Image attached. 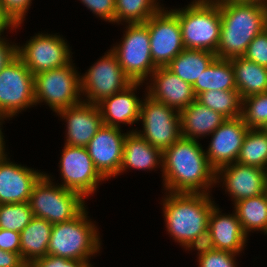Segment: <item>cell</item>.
Masks as SVG:
<instances>
[{
	"label": "cell",
	"instance_id": "obj_19",
	"mask_svg": "<svg viewBox=\"0 0 267 267\" xmlns=\"http://www.w3.org/2000/svg\"><path fill=\"white\" fill-rule=\"evenodd\" d=\"M43 172L10 161L0 160V204L28 202L33 186Z\"/></svg>",
	"mask_w": 267,
	"mask_h": 267
},
{
	"label": "cell",
	"instance_id": "obj_32",
	"mask_svg": "<svg viewBox=\"0 0 267 267\" xmlns=\"http://www.w3.org/2000/svg\"><path fill=\"white\" fill-rule=\"evenodd\" d=\"M159 0H115V22L144 23L162 7Z\"/></svg>",
	"mask_w": 267,
	"mask_h": 267
},
{
	"label": "cell",
	"instance_id": "obj_46",
	"mask_svg": "<svg viewBox=\"0 0 267 267\" xmlns=\"http://www.w3.org/2000/svg\"><path fill=\"white\" fill-rule=\"evenodd\" d=\"M81 267H94V266L89 261V262H85Z\"/></svg>",
	"mask_w": 267,
	"mask_h": 267
},
{
	"label": "cell",
	"instance_id": "obj_45",
	"mask_svg": "<svg viewBox=\"0 0 267 267\" xmlns=\"http://www.w3.org/2000/svg\"><path fill=\"white\" fill-rule=\"evenodd\" d=\"M217 3H241V2H258L267 3V0H215Z\"/></svg>",
	"mask_w": 267,
	"mask_h": 267
},
{
	"label": "cell",
	"instance_id": "obj_24",
	"mask_svg": "<svg viewBox=\"0 0 267 267\" xmlns=\"http://www.w3.org/2000/svg\"><path fill=\"white\" fill-rule=\"evenodd\" d=\"M225 120L220 113L195 100L180 111L181 137L197 140L210 136Z\"/></svg>",
	"mask_w": 267,
	"mask_h": 267
},
{
	"label": "cell",
	"instance_id": "obj_7",
	"mask_svg": "<svg viewBox=\"0 0 267 267\" xmlns=\"http://www.w3.org/2000/svg\"><path fill=\"white\" fill-rule=\"evenodd\" d=\"M35 103L44 102L55 113L83 102L81 76L71 61L68 65L34 75Z\"/></svg>",
	"mask_w": 267,
	"mask_h": 267
},
{
	"label": "cell",
	"instance_id": "obj_6",
	"mask_svg": "<svg viewBox=\"0 0 267 267\" xmlns=\"http://www.w3.org/2000/svg\"><path fill=\"white\" fill-rule=\"evenodd\" d=\"M50 177L44 173L33 186L28 201L33 216L43 218L52 225L74 219L86 208L85 198L53 183Z\"/></svg>",
	"mask_w": 267,
	"mask_h": 267
},
{
	"label": "cell",
	"instance_id": "obj_27",
	"mask_svg": "<svg viewBox=\"0 0 267 267\" xmlns=\"http://www.w3.org/2000/svg\"><path fill=\"white\" fill-rule=\"evenodd\" d=\"M216 58L215 53L207 50L184 49L166 68L193 86Z\"/></svg>",
	"mask_w": 267,
	"mask_h": 267
},
{
	"label": "cell",
	"instance_id": "obj_18",
	"mask_svg": "<svg viewBox=\"0 0 267 267\" xmlns=\"http://www.w3.org/2000/svg\"><path fill=\"white\" fill-rule=\"evenodd\" d=\"M57 115L66 121L65 144L69 146L86 147L104 125L98 106L87 102L62 109Z\"/></svg>",
	"mask_w": 267,
	"mask_h": 267
},
{
	"label": "cell",
	"instance_id": "obj_25",
	"mask_svg": "<svg viewBox=\"0 0 267 267\" xmlns=\"http://www.w3.org/2000/svg\"><path fill=\"white\" fill-rule=\"evenodd\" d=\"M52 227L50 222L34 216L20 232V255L28 265L47 255Z\"/></svg>",
	"mask_w": 267,
	"mask_h": 267
},
{
	"label": "cell",
	"instance_id": "obj_14",
	"mask_svg": "<svg viewBox=\"0 0 267 267\" xmlns=\"http://www.w3.org/2000/svg\"><path fill=\"white\" fill-rule=\"evenodd\" d=\"M145 23L150 35V51L154 65L166 67L185 47L177 15L162 8Z\"/></svg>",
	"mask_w": 267,
	"mask_h": 267
},
{
	"label": "cell",
	"instance_id": "obj_12",
	"mask_svg": "<svg viewBox=\"0 0 267 267\" xmlns=\"http://www.w3.org/2000/svg\"><path fill=\"white\" fill-rule=\"evenodd\" d=\"M71 49L61 35L38 33L23 46H17V56L30 72L52 70L68 65L73 59ZM71 54V55H70Z\"/></svg>",
	"mask_w": 267,
	"mask_h": 267
},
{
	"label": "cell",
	"instance_id": "obj_10",
	"mask_svg": "<svg viewBox=\"0 0 267 267\" xmlns=\"http://www.w3.org/2000/svg\"><path fill=\"white\" fill-rule=\"evenodd\" d=\"M33 105L34 75L17 56L0 72V117L10 120Z\"/></svg>",
	"mask_w": 267,
	"mask_h": 267
},
{
	"label": "cell",
	"instance_id": "obj_42",
	"mask_svg": "<svg viewBox=\"0 0 267 267\" xmlns=\"http://www.w3.org/2000/svg\"><path fill=\"white\" fill-rule=\"evenodd\" d=\"M27 265L20 253L0 249V267H26Z\"/></svg>",
	"mask_w": 267,
	"mask_h": 267
},
{
	"label": "cell",
	"instance_id": "obj_37",
	"mask_svg": "<svg viewBox=\"0 0 267 267\" xmlns=\"http://www.w3.org/2000/svg\"><path fill=\"white\" fill-rule=\"evenodd\" d=\"M243 57L267 67V29L251 41Z\"/></svg>",
	"mask_w": 267,
	"mask_h": 267
},
{
	"label": "cell",
	"instance_id": "obj_3",
	"mask_svg": "<svg viewBox=\"0 0 267 267\" xmlns=\"http://www.w3.org/2000/svg\"><path fill=\"white\" fill-rule=\"evenodd\" d=\"M221 33L216 57L230 60L245 55L248 45L266 29L264 3H220Z\"/></svg>",
	"mask_w": 267,
	"mask_h": 267
},
{
	"label": "cell",
	"instance_id": "obj_9",
	"mask_svg": "<svg viewBox=\"0 0 267 267\" xmlns=\"http://www.w3.org/2000/svg\"><path fill=\"white\" fill-rule=\"evenodd\" d=\"M144 98L139 119L143 130L135 131L163 152L181 137L180 112L147 94Z\"/></svg>",
	"mask_w": 267,
	"mask_h": 267
},
{
	"label": "cell",
	"instance_id": "obj_48",
	"mask_svg": "<svg viewBox=\"0 0 267 267\" xmlns=\"http://www.w3.org/2000/svg\"><path fill=\"white\" fill-rule=\"evenodd\" d=\"M262 130L267 134V124L262 128Z\"/></svg>",
	"mask_w": 267,
	"mask_h": 267
},
{
	"label": "cell",
	"instance_id": "obj_29",
	"mask_svg": "<svg viewBox=\"0 0 267 267\" xmlns=\"http://www.w3.org/2000/svg\"><path fill=\"white\" fill-rule=\"evenodd\" d=\"M210 90H237L231 60L216 58L193 85L196 96Z\"/></svg>",
	"mask_w": 267,
	"mask_h": 267
},
{
	"label": "cell",
	"instance_id": "obj_2",
	"mask_svg": "<svg viewBox=\"0 0 267 267\" xmlns=\"http://www.w3.org/2000/svg\"><path fill=\"white\" fill-rule=\"evenodd\" d=\"M165 194L161 205L168 234L185 250L190 251L205 245L209 216L216 204L210 193Z\"/></svg>",
	"mask_w": 267,
	"mask_h": 267
},
{
	"label": "cell",
	"instance_id": "obj_28",
	"mask_svg": "<svg viewBox=\"0 0 267 267\" xmlns=\"http://www.w3.org/2000/svg\"><path fill=\"white\" fill-rule=\"evenodd\" d=\"M234 211L244 233L261 231L267 235V191L259 196L234 203Z\"/></svg>",
	"mask_w": 267,
	"mask_h": 267
},
{
	"label": "cell",
	"instance_id": "obj_40",
	"mask_svg": "<svg viewBox=\"0 0 267 267\" xmlns=\"http://www.w3.org/2000/svg\"><path fill=\"white\" fill-rule=\"evenodd\" d=\"M0 249L20 253V232L0 228Z\"/></svg>",
	"mask_w": 267,
	"mask_h": 267
},
{
	"label": "cell",
	"instance_id": "obj_35",
	"mask_svg": "<svg viewBox=\"0 0 267 267\" xmlns=\"http://www.w3.org/2000/svg\"><path fill=\"white\" fill-rule=\"evenodd\" d=\"M194 250L198 252V267H237L235 253L210 248L206 245Z\"/></svg>",
	"mask_w": 267,
	"mask_h": 267
},
{
	"label": "cell",
	"instance_id": "obj_13",
	"mask_svg": "<svg viewBox=\"0 0 267 267\" xmlns=\"http://www.w3.org/2000/svg\"><path fill=\"white\" fill-rule=\"evenodd\" d=\"M59 161L62 177L60 186L80 193L85 199L93 195L101 181L106 179L95 168L86 147L64 144Z\"/></svg>",
	"mask_w": 267,
	"mask_h": 267
},
{
	"label": "cell",
	"instance_id": "obj_39",
	"mask_svg": "<svg viewBox=\"0 0 267 267\" xmlns=\"http://www.w3.org/2000/svg\"><path fill=\"white\" fill-rule=\"evenodd\" d=\"M85 262L80 260L67 259L46 255L45 257L33 260L29 267H81Z\"/></svg>",
	"mask_w": 267,
	"mask_h": 267
},
{
	"label": "cell",
	"instance_id": "obj_47",
	"mask_svg": "<svg viewBox=\"0 0 267 267\" xmlns=\"http://www.w3.org/2000/svg\"><path fill=\"white\" fill-rule=\"evenodd\" d=\"M265 9H266V29H267V3L265 4Z\"/></svg>",
	"mask_w": 267,
	"mask_h": 267
},
{
	"label": "cell",
	"instance_id": "obj_17",
	"mask_svg": "<svg viewBox=\"0 0 267 267\" xmlns=\"http://www.w3.org/2000/svg\"><path fill=\"white\" fill-rule=\"evenodd\" d=\"M248 129L243 118L238 117L226 119L211 134L212 138L205 154L215 170L236 162Z\"/></svg>",
	"mask_w": 267,
	"mask_h": 267
},
{
	"label": "cell",
	"instance_id": "obj_11",
	"mask_svg": "<svg viewBox=\"0 0 267 267\" xmlns=\"http://www.w3.org/2000/svg\"><path fill=\"white\" fill-rule=\"evenodd\" d=\"M132 83L123 72L114 53L108 50L84 75H81L82 97H86L83 102L97 105Z\"/></svg>",
	"mask_w": 267,
	"mask_h": 267
},
{
	"label": "cell",
	"instance_id": "obj_49",
	"mask_svg": "<svg viewBox=\"0 0 267 267\" xmlns=\"http://www.w3.org/2000/svg\"><path fill=\"white\" fill-rule=\"evenodd\" d=\"M266 184H267V168H266Z\"/></svg>",
	"mask_w": 267,
	"mask_h": 267
},
{
	"label": "cell",
	"instance_id": "obj_23",
	"mask_svg": "<svg viewBox=\"0 0 267 267\" xmlns=\"http://www.w3.org/2000/svg\"><path fill=\"white\" fill-rule=\"evenodd\" d=\"M163 152L152 146L148 141L141 137L134 129L127 132L124 140V151L120 173L127 169L153 170L159 166L162 172Z\"/></svg>",
	"mask_w": 267,
	"mask_h": 267
},
{
	"label": "cell",
	"instance_id": "obj_34",
	"mask_svg": "<svg viewBox=\"0 0 267 267\" xmlns=\"http://www.w3.org/2000/svg\"><path fill=\"white\" fill-rule=\"evenodd\" d=\"M241 117L248 128L262 129L267 124V92L242 99Z\"/></svg>",
	"mask_w": 267,
	"mask_h": 267
},
{
	"label": "cell",
	"instance_id": "obj_5",
	"mask_svg": "<svg viewBox=\"0 0 267 267\" xmlns=\"http://www.w3.org/2000/svg\"><path fill=\"white\" fill-rule=\"evenodd\" d=\"M87 208L70 221L53 224L47 255L89 262L99 253L101 239Z\"/></svg>",
	"mask_w": 267,
	"mask_h": 267
},
{
	"label": "cell",
	"instance_id": "obj_33",
	"mask_svg": "<svg viewBox=\"0 0 267 267\" xmlns=\"http://www.w3.org/2000/svg\"><path fill=\"white\" fill-rule=\"evenodd\" d=\"M28 202L0 204V228L21 232L32 220Z\"/></svg>",
	"mask_w": 267,
	"mask_h": 267
},
{
	"label": "cell",
	"instance_id": "obj_4",
	"mask_svg": "<svg viewBox=\"0 0 267 267\" xmlns=\"http://www.w3.org/2000/svg\"><path fill=\"white\" fill-rule=\"evenodd\" d=\"M178 17L185 49L207 50L216 54L220 41V3L193 0L184 8L171 9Z\"/></svg>",
	"mask_w": 267,
	"mask_h": 267
},
{
	"label": "cell",
	"instance_id": "obj_15",
	"mask_svg": "<svg viewBox=\"0 0 267 267\" xmlns=\"http://www.w3.org/2000/svg\"><path fill=\"white\" fill-rule=\"evenodd\" d=\"M215 180L216 185L223 182L222 187H225V192L229 194L233 204L267 191L266 170L238 162L219 167Z\"/></svg>",
	"mask_w": 267,
	"mask_h": 267
},
{
	"label": "cell",
	"instance_id": "obj_22",
	"mask_svg": "<svg viewBox=\"0 0 267 267\" xmlns=\"http://www.w3.org/2000/svg\"><path fill=\"white\" fill-rule=\"evenodd\" d=\"M140 85L143 83L133 82L97 104L104 125L121 128V124L133 125L139 121L142 99L136 96L135 91Z\"/></svg>",
	"mask_w": 267,
	"mask_h": 267
},
{
	"label": "cell",
	"instance_id": "obj_21",
	"mask_svg": "<svg viewBox=\"0 0 267 267\" xmlns=\"http://www.w3.org/2000/svg\"><path fill=\"white\" fill-rule=\"evenodd\" d=\"M221 212L217 205L212 207L205 245L239 255L246 246L248 236L244 233L234 210L233 214Z\"/></svg>",
	"mask_w": 267,
	"mask_h": 267
},
{
	"label": "cell",
	"instance_id": "obj_8",
	"mask_svg": "<svg viewBox=\"0 0 267 267\" xmlns=\"http://www.w3.org/2000/svg\"><path fill=\"white\" fill-rule=\"evenodd\" d=\"M120 43L110 50L132 82L144 83L157 69L152 61L150 35L144 23H128Z\"/></svg>",
	"mask_w": 267,
	"mask_h": 267
},
{
	"label": "cell",
	"instance_id": "obj_26",
	"mask_svg": "<svg viewBox=\"0 0 267 267\" xmlns=\"http://www.w3.org/2000/svg\"><path fill=\"white\" fill-rule=\"evenodd\" d=\"M230 60L234 69L235 84L241 99L267 92V67L243 56Z\"/></svg>",
	"mask_w": 267,
	"mask_h": 267
},
{
	"label": "cell",
	"instance_id": "obj_38",
	"mask_svg": "<svg viewBox=\"0 0 267 267\" xmlns=\"http://www.w3.org/2000/svg\"><path fill=\"white\" fill-rule=\"evenodd\" d=\"M97 18L115 23V0H80Z\"/></svg>",
	"mask_w": 267,
	"mask_h": 267
},
{
	"label": "cell",
	"instance_id": "obj_20",
	"mask_svg": "<svg viewBox=\"0 0 267 267\" xmlns=\"http://www.w3.org/2000/svg\"><path fill=\"white\" fill-rule=\"evenodd\" d=\"M146 84L145 94L179 112L196 100L193 86L181 80L166 67H158L150 76V85Z\"/></svg>",
	"mask_w": 267,
	"mask_h": 267
},
{
	"label": "cell",
	"instance_id": "obj_41",
	"mask_svg": "<svg viewBox=\"0 0 267 267\" xmlns=\"http://www.w3.org/2000/svg\"><path fill=\"white\" fill-rule=\"evenodd\" d=\"M9 40L0 37V72L17 57L16 43H9Z\"/></svg>",
	"mask_w": 267,
	"mask_h": 267
},
{
	"label": "cell",
	"instance_id": "obj_36",
	"mask_svg": "<svg viewBox=\"0 0 267 267\" xmlns=\"http://www.w3.org/2000/svg\"><path fill=\"white\" fill-rule=\"evenodd\" d=\"M32 0H0V7L4 13L14 22L15 31L25 20L26 13Z\"/></svg>",
	"mask_w": 267,
	"mask_h": 267
},
{
	"label": "cell",
	"instance_id": "obj_44",
	"mask_svg": "<svg viewBox=\"0 0 267 267\" xmlns=\"http://www.w3.org/2000/svg\"><path fill=\"white\" fill-rule=\"evenodd\" d=\"M4 120H7L5 118H1L0 117V160L4 159L5 157H7L8 155L6 154L7 152H5V139L3 138V132H2V123L5 122Z\"/></svg>",
	"mask_w": 267,
	"mask_h": 267
},
{
	"label": "cell",
	"instance_id": "obj_30",
	"mask_svg": "<svg viewBox=\"0 0 267 267\" xmlns=\"http://www.w3.org/2000/svg\"><path fill=\"white\" fill-rule=\"evenodd\" d=\"M196 101L220 113L226 119L242 115V99L238 90L204 91L196 96Z\"/></svg>",
	"mask_w": 267,
	"mask_h": 267
},
{
	"label": "cell",
	"instance_id": "obj_31",
	"mask_svg": "<svg viewBox=\"0 0 267 267\" xmlns=\"http://www.w3.org/2000/svg\"><path fill=\"white\" fill-rule=\"evenodd\" d=\"M236 162L267 168V134L259 128H249Z\"/></svg>",
	"mask_w": 267,
	"mask_h": 267
},
{
	"label": "cell",
	"instance_id": "obj_43",
	"mask_svg": "<svg viewBox=\"0 0 267 267\" xmlns=\"http://www.w3.org/2000/svg\"><path fill=\"white\" fill-rule=\"evenodd\" d=\"M15 24L14 22L4 13L0 7V32H4L5 29H10L14 31Z\"/></svg>",
	"mask_w": 267,
	"mask_h": 267
},
{
	"label": "cell",
	"instance_id": "obj_1",
	"mask_svg": "<svg viewBox=\"0 0 267 267\" xmlns=\"http://www.w3.org/2000/svg\"><path fill=\"white\" fill-rule=\"evenodd\" d=\"M216 170L209 164L199 140L180 137L163 151L162 177L166 192L211 193Z\"/></svg>",
	"mask_w": 267,
	"mask_h": 267
},
{
	"label": "cell",
	"instance_id": "obj_16",
	"mask_svg": "<svg viewBox=\"0 0 267 267\" xmlns=\"http://www.w3.org/2000/svg\"><path fill=\"white\" fill-rule=\"evenodd\" d=\"M122 132L121 128L102 125L86 146L95 168L107 181L119 175L127 136Z\"/></svg>",
	"mask_w": 267,
	"mask_h": 267
}]
</instances>
